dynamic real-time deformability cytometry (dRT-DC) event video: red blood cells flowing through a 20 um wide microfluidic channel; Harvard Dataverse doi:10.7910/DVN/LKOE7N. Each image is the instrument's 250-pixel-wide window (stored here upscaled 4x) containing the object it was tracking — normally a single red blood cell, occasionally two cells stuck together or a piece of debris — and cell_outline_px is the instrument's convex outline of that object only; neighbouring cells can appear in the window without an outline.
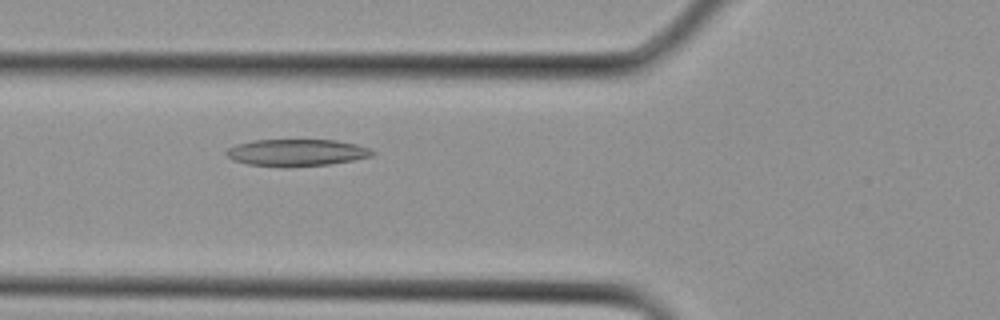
{"species": "Egyptian fruit bat (a non-hibernating species)", "species_latin": "Rousettus aegyptiacus", "temperature_condition": "cold", "stored_images_in_passage": 28, "camera_frame_rate_fps": 3000, "um_per_image_px": 0.085, "animal": {"sex": "female"}, "frame": {"image": 1, "passage_image": 9, "time_ms": 2.667, "image_size_px": [1000, 320], "cell_outline_px": [[376, 152], [372, 156], [352, 160], [328, 164], [288, 168], [284, 168], [248, 164], [232, 160], [224, 152], [228, 148], [236, 144], [252, 140], [336, 140], [356, 144], [368, 148]], "centroid_in_image_um": [25.17, 12.98], "position_along_channel_um": 100.6, "area_um2": 23.12}}
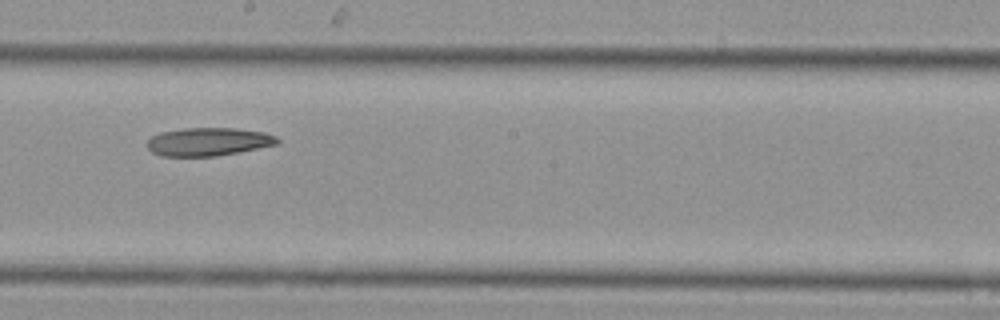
{"frame": {"image": 2, "passage_image": 15, "time_ms": 4.667, "image_size_px": [1000, 320], "cell_outline_px": [[280, 140], [276, 144], [216, 156], [160, 156], [152, 152], [148, 148], [148, 140], [152, 136], [160, 132], [184, 128], [236, 128], [264, 132], [276, 136]], "centroid_in_image_um": [17.68, 12.04], "position_along_channel_um": 230.5, "area_um2": 21.21}}
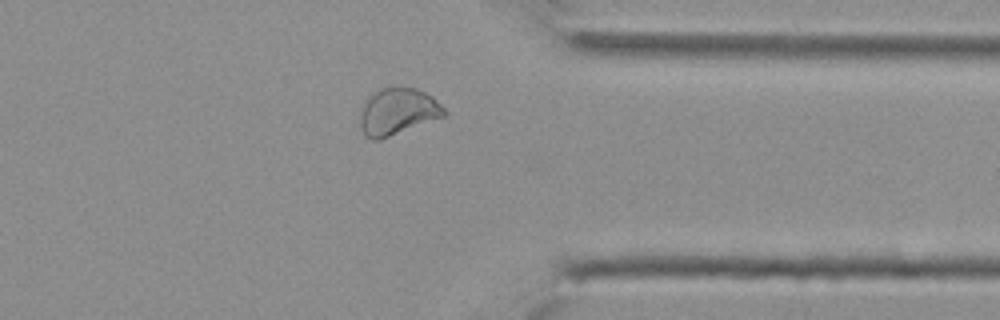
{"frame": {"image": 3, "passage_image": 22, "time_ms": 7.0, "image_size_px": [1000, 320], "cell_outline_px": [[448, 112], [444, 116], [380, 140], [372, 140], [364, 136], [360, 128], [360, 112], [368, 96], [380, 88], [416, 88], [432, 96]], "centroid_in_image_um": [33.77, 9.5], "position_along_channel_um": 377.6, "area_um2": 22.83}}